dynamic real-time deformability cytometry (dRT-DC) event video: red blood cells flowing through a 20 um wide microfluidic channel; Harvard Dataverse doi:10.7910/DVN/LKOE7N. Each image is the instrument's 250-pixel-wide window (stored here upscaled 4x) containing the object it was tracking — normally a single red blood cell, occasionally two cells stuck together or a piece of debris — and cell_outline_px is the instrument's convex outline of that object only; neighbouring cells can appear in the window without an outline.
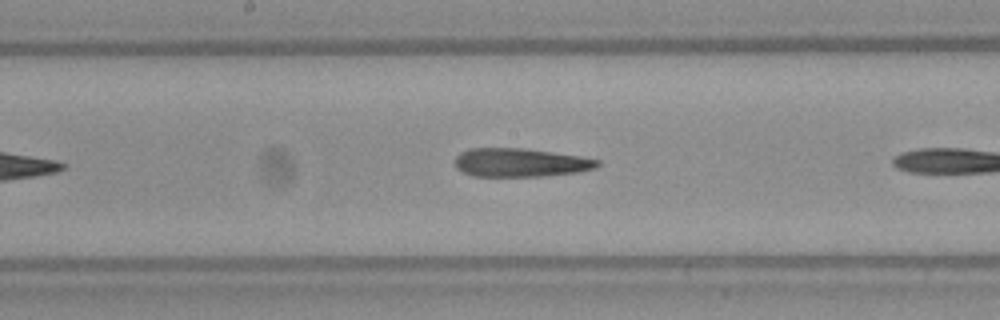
{"species": "Egyptian fruit bat (a non-hibernating species)", "species_latin": "Rousettus aegyptiacus", "temperature_condition": "warm", "stored_images_in_passage": 14, "camera_frame_rate_fps": 3000, "um_per_image_px": 0.085, "frame": {"image": 1, "passage_image": 12, "time_ms": 3.667, "image_size_px": [1000, 320], "cell_outline_px": [[600, 164], [596, 168], [576, 172], [544, 176], [472, 176], [456, 168], [456, 156], [460, 152], [468, 148], [524, 148], [580, 156], [600, 160]], "centroid_in_image_um": [44.22, 13.81], "position_along_channel_um": 204.0, "area_um2": 23.7}}